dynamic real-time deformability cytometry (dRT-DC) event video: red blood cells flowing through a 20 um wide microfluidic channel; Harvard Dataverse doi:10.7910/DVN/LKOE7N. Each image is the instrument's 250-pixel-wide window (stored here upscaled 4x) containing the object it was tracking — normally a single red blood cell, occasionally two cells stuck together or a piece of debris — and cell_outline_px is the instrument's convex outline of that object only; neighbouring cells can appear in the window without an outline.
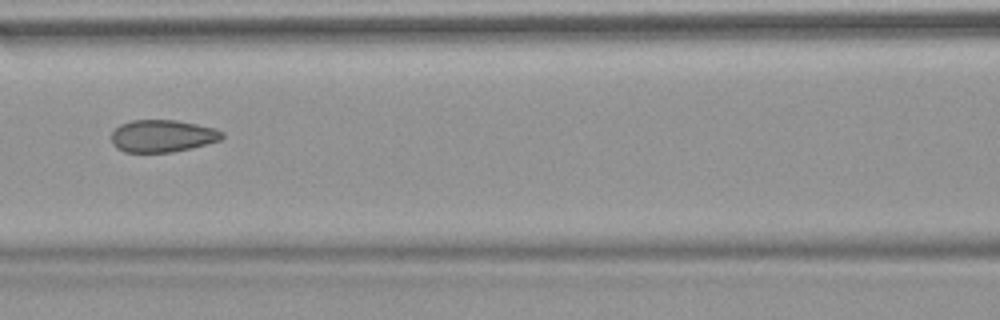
{"species": "common noctule bat (a hibernating species)", "species_latin": "Nyctalus noctula", "temperature_condition": "warm", "stored_images_in_passage": 51, "camera_frame_rate_fps": 3000, "um_per_image_px": 0.085, "animal": {"sex": "female", "body_mass_g": 18.4}, "frame": {"image": 1, "passage_image": 22, "time_ms": 7.0, "image_size_px": [1000, 320], "cell_outline_px": [[224, 136], [220, 140], [192, 148], [172, 152], [124, 152], [116, 148], [112, 144], [112, 132], [120, 124], [132, 120], [176, 120], [216, 128], [224, 132]], "centroid_in_image_um": [13.81, 11.56], "position_along_channel_um": 152.8, "area_um2": 20.92}, "authors_computed_cell_mechanics": {"area_um2": 21.5594, "velocity_mm_per_s": 3.8484, "shape_relaxation_time_tau1_ms": null, "shape_relaxation_time_tau2_ms": 1.0103, "deformation_change_tau1": null, "deformation_change_tau2": 0.0709}}